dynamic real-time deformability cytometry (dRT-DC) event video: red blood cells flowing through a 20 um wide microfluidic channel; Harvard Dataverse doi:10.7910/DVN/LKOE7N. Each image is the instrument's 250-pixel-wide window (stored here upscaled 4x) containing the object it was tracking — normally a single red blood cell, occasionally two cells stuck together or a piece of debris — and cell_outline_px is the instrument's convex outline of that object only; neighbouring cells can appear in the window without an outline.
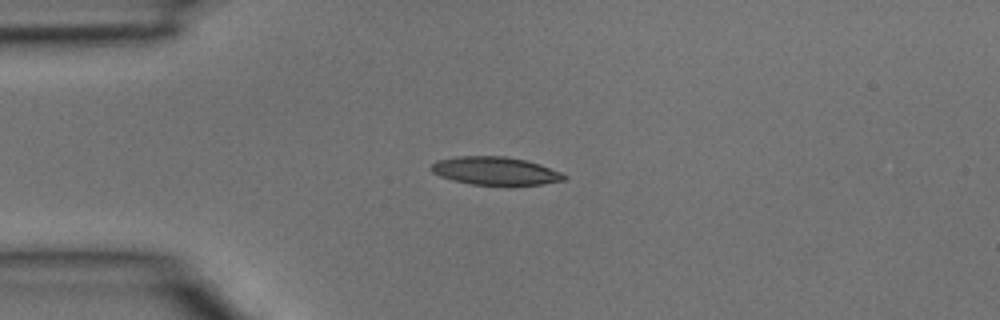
{"species": "common noctule bat (a hibernating species)", "species_latin": "Nyctalus noctula", "temperature_condition": "room temperature", "stored_images_in_passage": 34, "camera_frame_rate_fps": 3000, "um_per_image_px": 0.085, "animal": {"sex": "male", "body_mass_g": 15.6}, "frame": {"image": 1, "passage_image": 5, "time_ms": 1.333, "image_size_px": [1000, 320], "cell_outline_px": [[568, 176], [564, 180], [544, 184], [472, 184], [452, 180], [440, 176], [432, 172], [428, 168], [436, 160], [456, 156], [504, 156], [524, 160], [540, 164], [560, 172]], "centroid_in_image_um": [42.05, 14.51], "position_along_channel_um": 42.9, "area_um2": 21.56}}
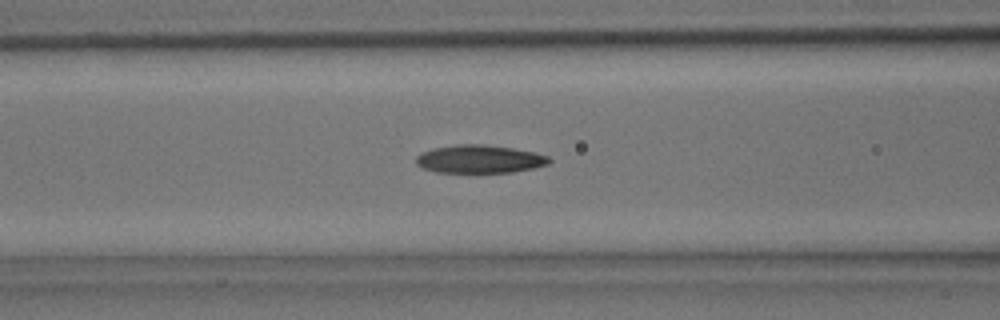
{"frame": {"image": 2, "passage_image": 11, "time_ms": 3.333, "image_size_px": [1000, 320], "cell_outline_px": [[552, 160], [548, 164], [532, 168], [512, 172], [436, 172], [420, 168], [416, 164], [416, 156], [420, 152], [432, 148], [456, 144], [480, 144], [512, 148], [536, 152], [548, 156]], "centroid_in_image_um": [40.72, 13.51], "position_along_channel_um": 125.9, "area_um2": 21.91}}
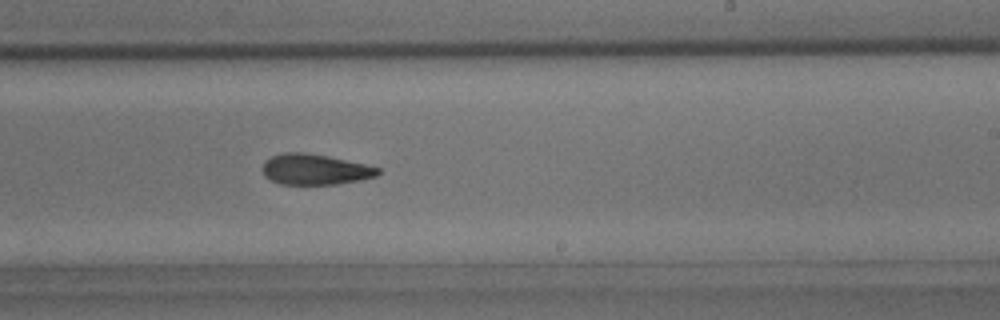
{"frame": {"image": 3, "passage_image": 19, "time_ms": 6.0, "image_size_px": [1000, 320], "cell_outline_px": [[380, 172], [376, 176], [360, 180], [336, 184], [280, 184], [264, 176], [264, 160], [272, 156], [284, 152], [304, 152], [328, 156], [364, 164], [380, 168]], "centroid_in_image_um": [26.77, 14.39], "position_along_channel_um": 262.2, "area_um2": 20.46}}